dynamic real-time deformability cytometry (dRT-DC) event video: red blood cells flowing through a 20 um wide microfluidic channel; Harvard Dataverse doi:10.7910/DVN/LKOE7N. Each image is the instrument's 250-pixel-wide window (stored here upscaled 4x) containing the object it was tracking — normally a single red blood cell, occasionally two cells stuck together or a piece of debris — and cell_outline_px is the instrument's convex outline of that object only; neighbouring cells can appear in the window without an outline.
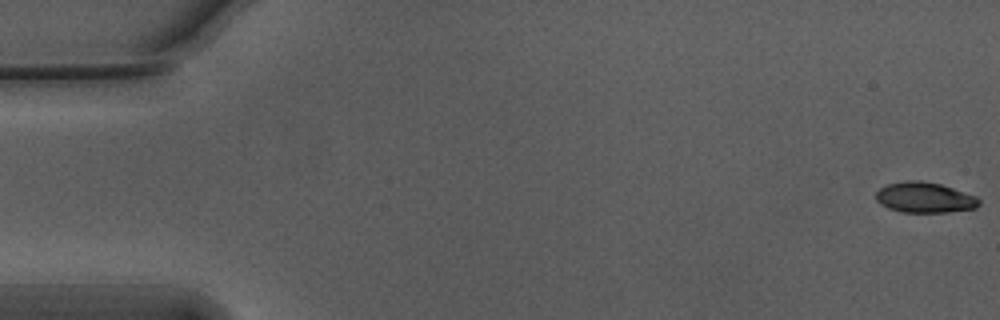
{"species": "Egyptian fruit bat (a non-hibernating species)", "species_latin": "Rousettus aegyptiacus", "temperature_condition": "warm", "stored_images_in_passage": 19, "camera_frame_rate_fps": 3000, "um_per_image_px": 0.085, "animal": {"sex": "male"}, "frame": {"image": 1, "passage_image": 1, "time_ms": 0.0, "image_size_px": [1000, 320], "cell_outline_px": [[980, 204], [976, 208], [948, 212], [904, 212], [888, 208], [880, 204], [876, 200], [876, 192], [880, 188], [888, 184], [908, 180], [920, 180], [940, 184], [976, 196], [980, 200]], "centroid_in_image_um": [78.59, 16.79], "position_along_channel_um": 6.4, "area_um2": 18.26}}
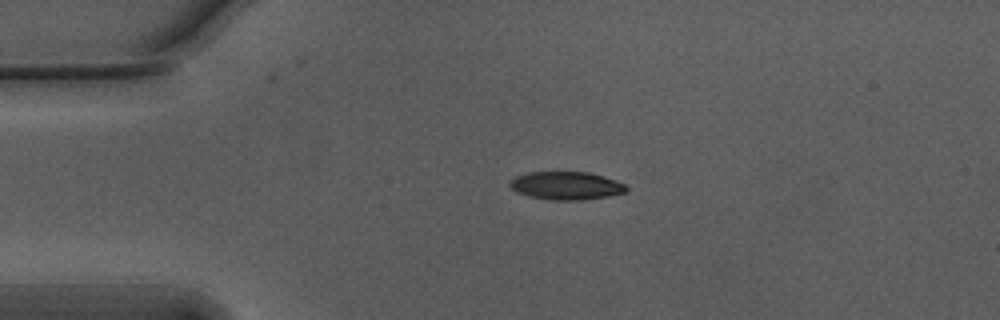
{"frame": {"image": 2, "passage_image": 13, "time_ms": 4.0, "image_size_px": [1000, 320], "cell_outline_px": [[628, 188], [624, 192], [604, 196], [580, 200], [552, 200], [528, 196], [516, 192], [508, 184], [516, 176], [528, 172], [588, 172], [624, 184]], "centroid_in_image_um": [48.05, 15.78], "position_along_channel_um": 37.0, "area_um2": 18.61}}